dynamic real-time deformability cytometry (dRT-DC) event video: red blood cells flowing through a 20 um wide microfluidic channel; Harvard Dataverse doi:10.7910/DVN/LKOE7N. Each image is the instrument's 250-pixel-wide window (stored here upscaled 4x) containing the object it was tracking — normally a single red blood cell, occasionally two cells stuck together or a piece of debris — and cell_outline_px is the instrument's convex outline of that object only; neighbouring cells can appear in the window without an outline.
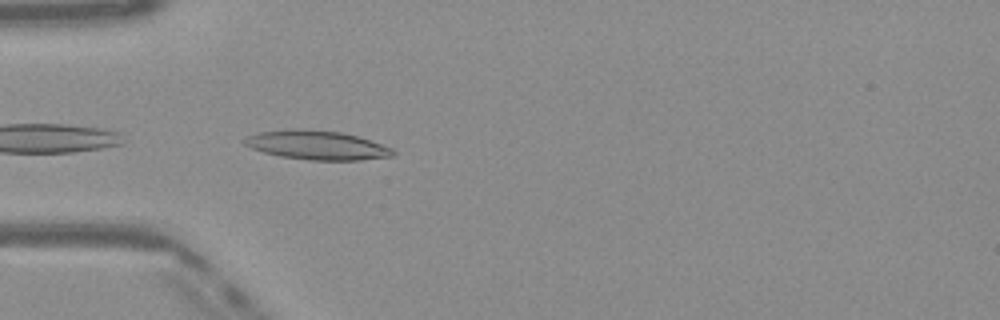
{"species": "Egyptian fruit bat (a non-hibernating species)", "species_latin": "Rousettus aegyptiacus", "temperature_condition": "warm", "stored_images_in_passage": 4, "camera_frame_rate_fps": 3000, "um_per_image_px": 0.085, "frame": {"image": 1, "passage_image": 1, "time_ms": 0.0, "image_size_px": [1000, 320], "cell_outline_px": [[396, 156], [360, 160], [308, 160], [280, 156], [264, 152], [252, 148], [244, 144], [244, 140], [248, 136], [260, 132], [340, 132], [356, 136], [392, 148], [396, 152]], "centroid_in_image_um": [27.04, 12.41], "position_along_channel_um": 58.0, "area_um2": 23.76}}